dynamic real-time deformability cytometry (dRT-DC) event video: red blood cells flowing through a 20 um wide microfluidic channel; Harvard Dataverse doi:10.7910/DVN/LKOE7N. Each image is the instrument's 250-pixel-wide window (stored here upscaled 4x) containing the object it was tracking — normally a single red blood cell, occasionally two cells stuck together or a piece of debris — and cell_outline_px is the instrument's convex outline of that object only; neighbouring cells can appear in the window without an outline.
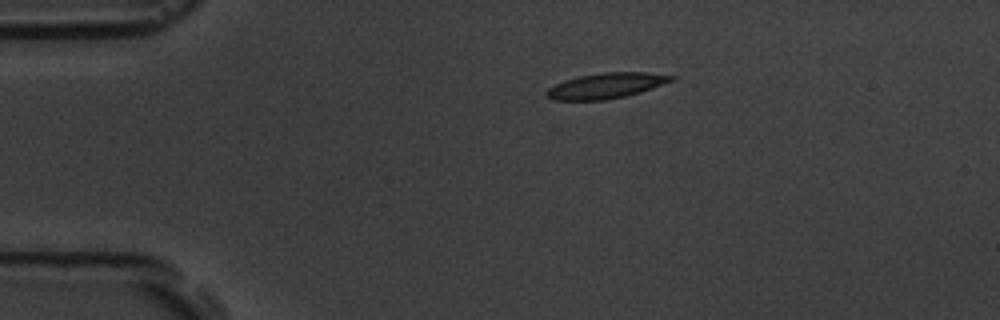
{"species": "common noctule bat (a hibernating species)", "species_latin": "Nyctalus noctula", "temperature_condition": "room temperature", "stored_images_in_passage": 2, "camera_frame_rate_fps": 3000, "um_per_image_px": 0.085, "animal": {"sex": "male", "body_mass_g": 19.5, "forearm_length_mm": 54.6}, "frame": {"image": 1, "passage_image": 1, "time_ms": 0.0, "image_size_px": [1000, 320], "cell_outline_px": [[676, 80], [640, 92], [624, 96], [604, 100], [552, 100], [544, 96], [544, 92], [548, 88], [564, 80], [580, 76], [604, 72], [648, 72], [676, 76]], "centroid_in_image_um": [51.51, 7.28], "position_along_channel_um": 33.5, "area_um2": 18.61}}